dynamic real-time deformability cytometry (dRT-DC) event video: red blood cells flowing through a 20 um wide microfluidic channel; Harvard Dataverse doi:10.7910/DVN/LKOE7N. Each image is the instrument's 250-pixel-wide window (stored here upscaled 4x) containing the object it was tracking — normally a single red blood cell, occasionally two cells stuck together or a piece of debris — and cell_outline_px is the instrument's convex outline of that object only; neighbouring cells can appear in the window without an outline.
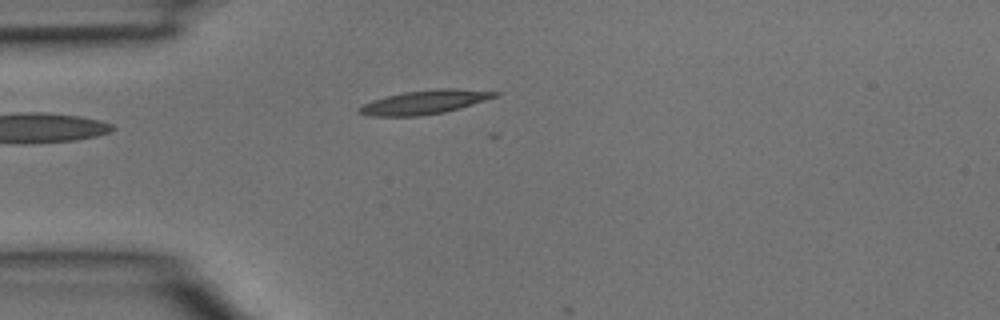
{"species": "common noctule bat (a hibernating species)", "species_latin": "Nyctalus noctula", "temperature_condition": "room temperature", "stored_images_in_passage": 4, "camera_frame_rate_fps": 3000, "um_per_image_px": 0.085, "animal": {"sex": "male", "body_mass_g": 15.6}, "frame": {"image": 1, "passage_image": 4, "time_ms": 1.0, "image_size_px": [1000, 320], "cell_outline_px": [[500, 96], [460, 108], [444, 112], [416, 116], [368, 116], [356, 112], [356, 108], [372, 100], [404, 92], [436, 88], [456, 88], [500, 92]], "centroid_in_image_um": [36.1, 8.67], "position_along_channel_um": 48.9, "area_um2": 19.02}}